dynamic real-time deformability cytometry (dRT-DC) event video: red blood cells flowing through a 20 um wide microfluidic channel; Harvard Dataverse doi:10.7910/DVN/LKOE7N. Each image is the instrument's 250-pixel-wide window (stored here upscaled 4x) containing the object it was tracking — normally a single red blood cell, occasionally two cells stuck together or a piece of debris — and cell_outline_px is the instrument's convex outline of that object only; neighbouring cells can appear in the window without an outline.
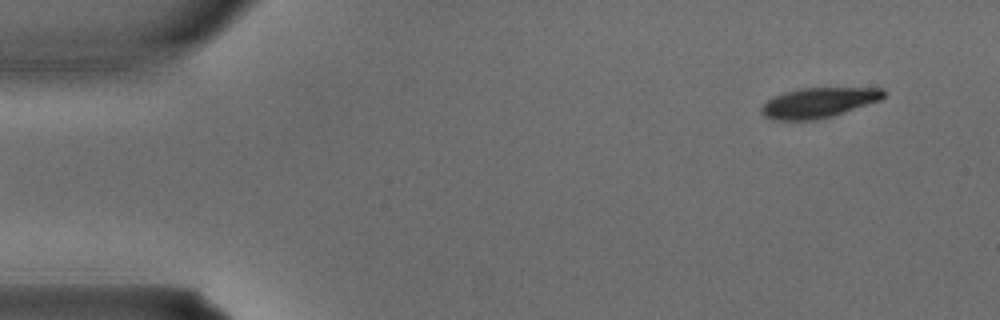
{"species": "common noctule bat (a hibernating species)", "species_latin": "Nyctalus noctula", "temperature_condition": "warm", "stored_images_in_passage": 4, "segment_of_instrument_passage": [2, 2], "camera_frame_rate_fps": 3000, "um_per_image_px": 0.085, "animal": {"sex": "male", "body_mass_g": 15.6}, "frame": {"image": 1, "passage_image": 4, "time_ms": 1.0, "image_size_px": [1000, 320], "cell_outline_px": [[884, 96], [880, 100], [832, 116], [812, 120], [772, 120], [764, 116], [760, 112], [760, 108], [772, 96], [784, 92], [800, 88], [884, 88]], "centroid_in_image_um": [69.53, 8.73], "position_along_channel_um": 15.5, "area_um2": 21.33}}